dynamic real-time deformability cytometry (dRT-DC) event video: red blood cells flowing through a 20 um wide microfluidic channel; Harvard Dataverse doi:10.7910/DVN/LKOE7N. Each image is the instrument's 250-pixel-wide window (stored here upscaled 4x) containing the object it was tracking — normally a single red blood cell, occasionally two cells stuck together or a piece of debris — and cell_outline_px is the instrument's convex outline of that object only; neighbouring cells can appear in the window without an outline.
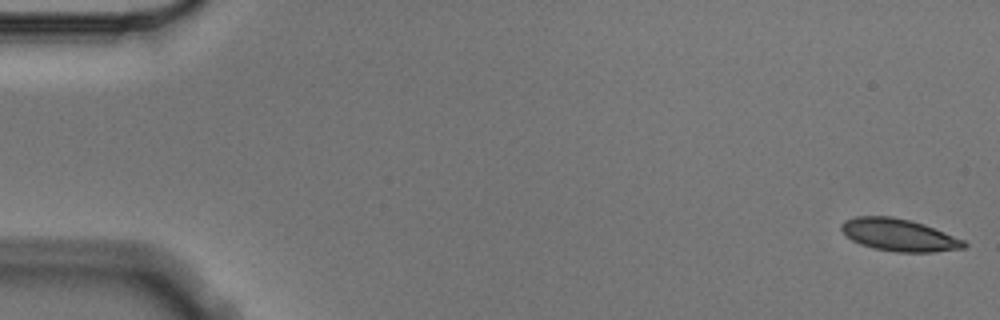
{"species": "Egyptian fruit bat (a non-hibernating species)", "species_latin": "Rousettus aegyptiacus", "temperature_condition": "cold", "stored_images_in_passage": 5, "camera_frame_rate_fps": 3000, "um_per_image_px": 0.085, "animal": {"sex": "male"}, "frame": {"image": 1, "passage_image": 1, "time_ms": 0.0, "image_size_px": [1000, 320], "cell_outline_px": [[968, 244], [964, 248], [932, 252], [896, 252], [876, 248], [860, 244], [852, 240], [840, 228], [840, 224], [844, 220], [856, 216], [892, 216], [912, 220], [924, 224], [964, 240]], "centroid_in_image_um": [76.41, 19.96], "position_along_channel_um": 8.6, "area_um2": 23.0}}